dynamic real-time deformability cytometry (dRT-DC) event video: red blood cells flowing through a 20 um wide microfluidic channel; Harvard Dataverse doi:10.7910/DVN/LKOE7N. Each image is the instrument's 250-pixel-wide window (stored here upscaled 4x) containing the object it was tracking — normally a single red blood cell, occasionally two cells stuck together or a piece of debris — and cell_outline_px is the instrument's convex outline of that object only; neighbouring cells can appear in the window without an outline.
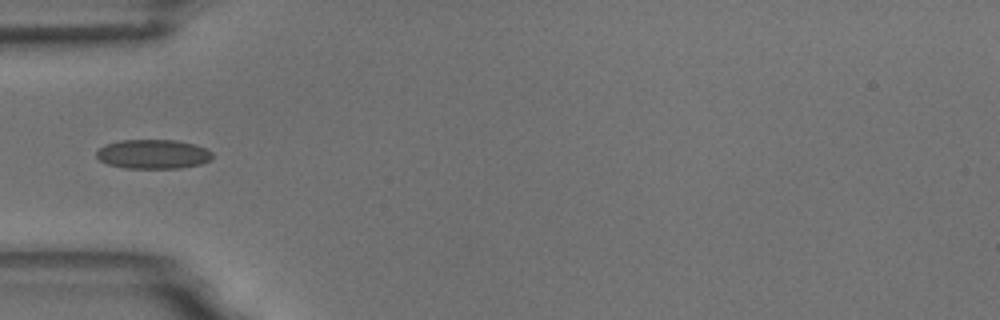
{"species": "common noctule bat (a hibernating species)", "species_latin": "Nyctalus noctula", "temperature_condition": "room temperature", "stored_images_in_passage": 5, "camera_frame_rate_fps": 3000, "um_per_image_px": 0.085, "animal": {"sex": "male", "body_mass_g": 18.8}, "frame": {"image": 1, "passage_image": 5, "time_ms": 5.333, "image_size_px": [1000, 320], "cell_outline_px": [[212, 156], [208, 160], [200, 164], [180, 168], [124, 168], [108, 164], [100, 160], [96, 156], [96, 152], [104, 144], [120, 140], [176, 140], [196, 144], [212, 152]], "centroid_in_image_um": [12.99, 13.09], "position_along_channel_um": 72.0, "area_um2": 19.77}}